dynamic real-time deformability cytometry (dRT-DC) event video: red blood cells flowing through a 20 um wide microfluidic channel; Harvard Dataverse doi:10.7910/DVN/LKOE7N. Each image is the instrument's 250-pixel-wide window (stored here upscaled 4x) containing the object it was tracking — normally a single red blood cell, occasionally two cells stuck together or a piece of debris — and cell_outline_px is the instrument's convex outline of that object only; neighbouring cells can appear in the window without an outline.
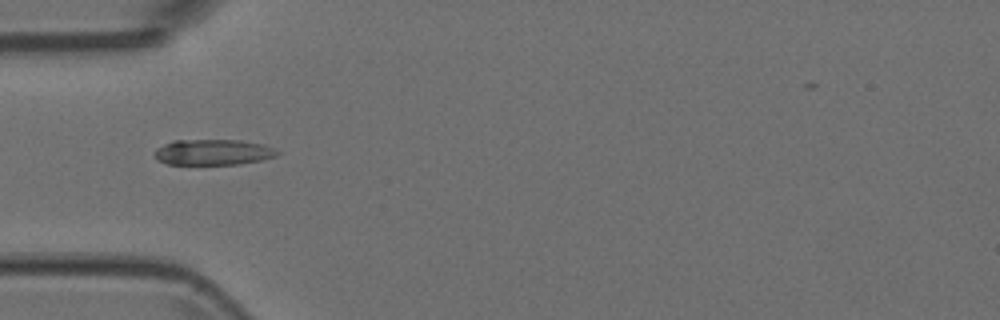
{"species": "Egyptian fruit bat (a non-hibernating species)", "species_latin": "Rousettus aegyptiacus", "temperature_condition": "room temperature", "stored_images_in_passage": 6, "camera_frame_rate_fps": 3000, "um_per_image_px": 0.085, "animal": {"sex": "female"}, "frame": {"image": 1, "passage_image": 3, "time_ms": 0.667, "image_size_px": [1000, 320], "cell_outline_px": [[280, 152], [276, 156], [260, 160], [240, 164], [168, 164], [156, 160], [156, 148], [172, 140], [240, 140], [260, 144], [276, 148]], "centroid_in_image_um": [18.11, 12.93], "position_along_channel_um": 66.9, "area_um2": 18.32}}
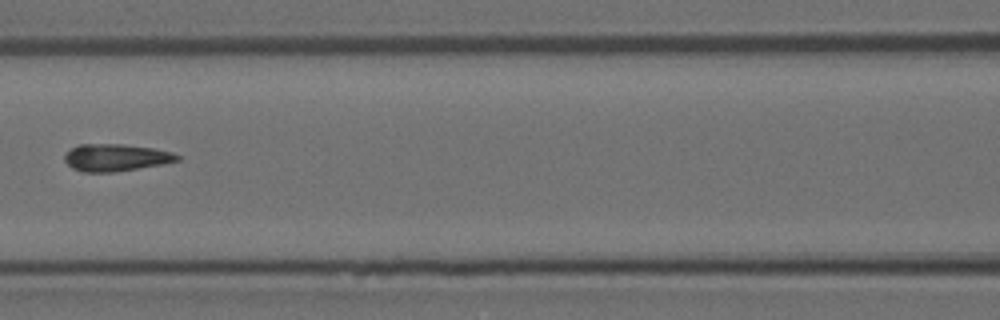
{"frame": {"image": 2, "passage_image": 5, "time_ms": 1.333, "image_size_px": [1000, 320], "cell_outline_px": [[180, 160], [164, 164], [112, 172], [84, 172], [72, 168], [64, 160], [64, 156], [72, 148], [80, 144], [120, 144], [152, 148], [172, 152], [180, 156]], "centroid_in_image_um": [9.85, 13.39], "position_along_channel_um": 156.7, "area_um2": 17.69}}
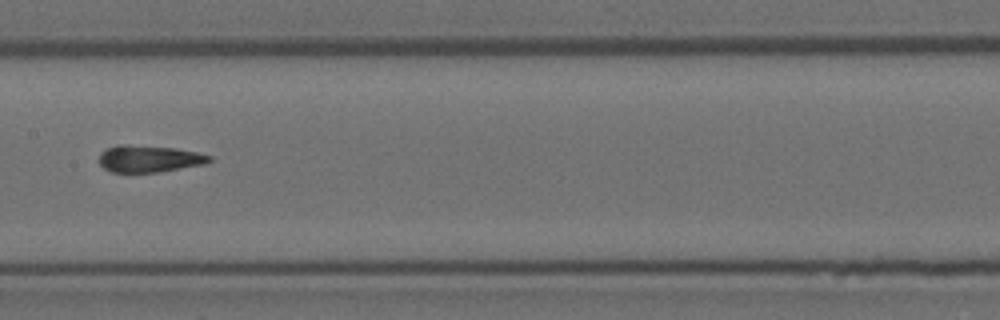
{"frame": {"image": 3, "passage_image": 6, "time_ms": 1.667, "image_size_px": [1000, 320], "cell_outline_px": [[212, 160], [204, 164], [156, 172], [112, 172], [104, 168], [100, 164], [100, 152], [108, 148], [120, 144], [176, 148], [196, 152], [212, 156]], "centroid_in_image_um": [12.67, 13.49], "position_along_channel_um": 194.7, "area_um2": 17.05}}